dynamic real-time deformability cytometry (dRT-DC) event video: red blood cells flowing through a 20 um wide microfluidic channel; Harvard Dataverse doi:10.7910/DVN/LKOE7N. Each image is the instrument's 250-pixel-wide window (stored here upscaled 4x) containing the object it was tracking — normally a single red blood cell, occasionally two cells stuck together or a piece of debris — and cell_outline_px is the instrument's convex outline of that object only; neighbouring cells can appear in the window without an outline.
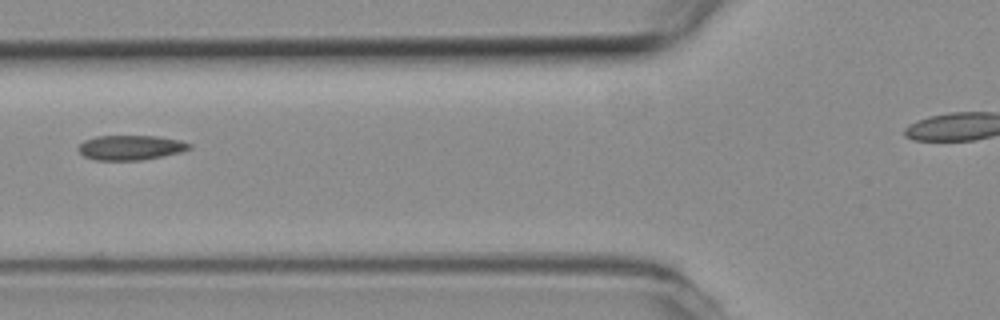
{"species": "common noctule bat (a hibernating species)", "species_latin": "Nyctalus noctula", "temperature_condition": "room temperature", "stored_images_in_passage": 5, "camera_frame_rate_fps": 3000, "um_per_image_px": 0.085, "animal": {"sex": "female", "body_mass_g": 19.3, "forearm_length_mm": 54.1}, "frame": {"image": 1, "passage_image": 4, "time_ms": 1.0, "image_size_px": [1000, 320], "cell_outline_px": [[192, 148], [180, 152], [164, 156], [144, 160], [96, 160], [84, 156], [76, 148], [84, 140], [96, 136], [156, 136], [180, 140], [192, 144]], "centroid_in_image_um": [11.11, 12.54], "position_along_channel_um": 114.7, "area_um2": 16.13}}
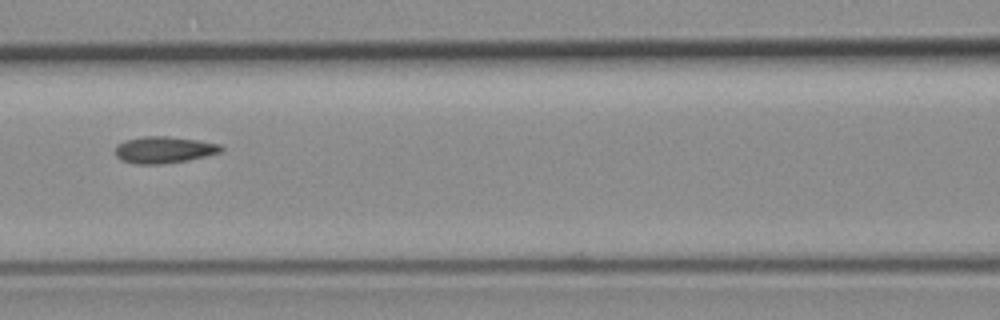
{"frame": {"image": 2, "passage_image": 5, "time_ms": 1.333, "image_size_px": [1000, 320], "cell_outline_px": [[224, 148], [220, 152], [204, 156], [184, 160], [160, 164], [136, 164], [120, 160], [116, 156], [116, 144], [124, 140], [144, 136], [164, 136], [196, 140], [220, 144]], "centroid_in_image_um": [13.88, 12.73], "position_along_channel_um": 152.7, "area_um2": 16.24}}